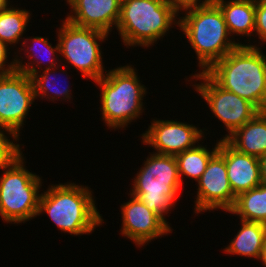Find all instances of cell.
I'll list each match as a JSON object with an SVG mask.
<instances>
[{
  "label": "cell",
  "mask_w": 266,
  "mask_h": 267,
  "mask_svg": "<svg viewBox=\"0 0 266 267\" xmlns=\"http://www.w3.org/2000/svg\"><path fill=\"white\" fill-rule=\"evenodd\" d=\"M262 46L239 45L206 73L222 88L266 111V55Z\"/></svg>",
  "instance_id": "obj_1"
},
{
  "label": "cell",
  "mask_w": 266,
  "mask_h": 267,
  "mask_svg": "<svg viewBox=\"0 0 266 267\" xmlns=\"http://www.w3.org/2000/svg\"><path fill=\"white\" fill-rule=\"evenodd\" d=\"M92 193L91 188L76 182L51 184L41 192L37 216L46 213L61 232L89 235L104 223Z\"/></svg>",
  "instance_id": "obj_2"
},
{
  "label": "cell",
  "mask_w": 266,
  "mask_h": 267,
  "mask_svg": "<svg viewBox=\"0 0 266 267\" xmlns=\"http://www.w3.org/2000/svg\"><path fill=\"white\" fill-rule=\"evenodd\" d=\"M183 12L178 27L196 53L199 72H206L230 51L245 45L231 37L224 16L215 3L186 6L179 10L180 14Z\"/></svg>",
  "instance_id": "obj_3"
},
{
  "label": "cell",
  "mask_w": 266,
  "mask_h": 267,
  "mask_svg": "<svg viewBox=\"0 0 266 267\" xmlns=\"http://www.w3.org/2000/svg\"><path fill=\"white\" fill-rule=\"evenodd\" d=\"M136 71L132 65H121L94 81L100 89L99 108L108 129H125L144 113L147 87L141 83Z\"/></svg>",
  "instance_id": "obj_4"
},
{
  "label": "cell",
  "mask_w": 266,
  "mask_h": 267,
  "mask_svg": "<svg viewBox=\"0 0 266 267\" xmlns=\"http://www.w3.org/2000/svg\"><path fill=\"white\" fill-rule=\"evenodd\" d=\"M179 10L171 0H122L116 30L126 48H151L178 26Z\"/></svg>",
  "instance_id": "obj_5"
},
{
  "label": "cell",
  "mask_w": 266,
  "mask_h": 267,
  "mask_svg": "<svg viewBox=\"0 0 266 267\" xmlns=\"http://www.w3.org/2000/svg\"><path fill=\"white\" fill-rule=\"evenodd\" d=\"M132 181L129 195L137 197L169 227L165 216L175 207L182 182L175 156L152 153Z\"/></svg>",
  "instance_id": "obj_6"
},
{
  "label": "cell",
  "mask_w": 266,
  "mask_h": 267,
  "mask_svg": "<svg viewBox=\"0 0 266 267\" xmlns=\"http://www.w3.org/2000/svg\"><path fill=\"white\" fill-rule=\"evenodd\" d=\"M21 152L8 165L1 167L0 216L3 222L25 223L37 217L42 176L26 168Z\"/></svg>",
  "instance_id": "obj_7"
},
{
  "label": "cell",
  "mask_w": 266,
  "mask_h": 267,
  "mask_svg": "<svg viewBox=\"0 0 266 267\" xmlns=\"http://www.w3.org/2000/svg\"><path fill=\"white\" fill-rule=\"evenodd\" d=\"M57 30L59 55L63 57H60L62 65L68 64V69L73 66L82 72L81 77L89 78L93 82L106 74L100 44L106 41L109 34L98 29L74 25L66 19H62L61 27Z\"/></svg>",
  "instance_id": "obj_8"
},
{
  "label": "cell",
  "mask_w": 266,
  "mask_h": 267,
  "mask_svg": "<svg viewBox=\"0 0 266 267\" xmlns=\"http://www.w3.org/2000/svg\"><path fill=\"white\" fill-rule=\"evenodd\" d=\"M189 78L201 81L192 86L198 96L200 95L207 103L214 117L226 127L228 134L221 137L223 139L250 121L260 111L250 101L220 87L206 72H197L194 75L192 73Z\"/></svg>",
  "instance_id": "obj_9"
},
{
  "label": "cell",
  "mask_w": 266,
  "mask_h": 267,
  "mask_svg": "<svg viewBox=\"0 0 266 267\" xmlns=\"http://www.w3.org/2000/svg\"><path fill=\"white\" fill-rule=\"evenodd\" d=\"M34 100L33 84L27 74L16 70L0 75V127L9 130L19 140L20 130Z\"/></svg>",
  "instance_id": "obj_10"
},
{
  "label": "cell",
  "mask_w": 266,
  "mask_h": 267,
  "mask_svg": "<svg viewBox=\"0 0 266 267\" xmlns=\"http://www.w3.org/2000/svg\"><path fill=\"white\" fill-rule=\"evenodd\" d=\"M196 186L195 214L217 209L227 213L233 207L236 195L229 183L225 159L218 151L208 161Z\"/></svg>",
  "instance_id": "obj_11"
},
{
  "label": "cell",
  "mask_w": 266,
  "mask_h": 267,
  "mask_svg": "<svg viewBox=\"0 0 266 267\" xmlns=\"http://www.w3.org/2000/svg\"><path fill=\"white\" fill-rule=\"evenodd\" d=\"M206 128L178 120L153 119L148 129L141 134L144 145L153 147L157 154L176 156L193 148L205 137Z\"/></svg>",
  "instance_id": "obj_12"
},
{
  "label": "cell",
  "mask_w": 266,
  "mask_h": 267,
  "mask_svg": "<svg viewBox=\"0 0 266 267\" xmlns=\"http://www.w3.org/2000/svg\"><path fill=\"white\" fill-rule=\"evenodd\" d=\"M130 197L131 199L120 207L122 214L120 233L124 238L130 239L139 248L173 232V229L142 201L133 195Z\"/></svg>",
  "instance_id": "obj_13"
},
{
  "label": "cell",
  "mask_w": 266,
  "mask_h": 267,
  "mask_svg": "<svg viewBox=\"0 0 266 267\" xmlns=\"http://www.w3.org/2000/svg\"><path fill=\"white\" fill-rule=\"evenodd\" d=\"M121 2L122 0H69L67 5L71 10L65 19L80 27L111 34L120 19Z\"/></svg>",
  "instance_id": "obj_14"
},
{
  "label": "cell",
  "mask_w": 266,
  "mask_h": 267,
  "mask_svg": "<svg viewBox=\"0 0 266 267\" xmlns=\"http://www.w3.org/2000/svg\"><path fill=\"white\" fill-rule=\"evenodd\" d=\"M218 152L225 159L229 183L236 196L262 183L259 158L237 151L221 138Z\"/></svg>",
  "instance_id": "obj_15"
},
{
  "label": "cell",
  "mask_w": 266,
  "mask_h": 267,
  "mask_svg": "<svg viewBox=\"0 0 266 267\" xmlns=\"http://www.w3.org/2000/svg\"><path fill=\"white\" fill-rule=\"evenodd\" d=\"M28 40L31 41L32 43L29 44ZM48 40H49L48 37L45 39V37H41V36H35V37L32 36V38L29 36V37H26V39L24 38L21 43V46L22 47L26 46V47L25 48L21 47L19 51L22 52L24 50V54L26 53V57L24 56V58H27L28 61L29 60L31 61L30 63L23 62L22 59L24 58L22 56L19 57V55L16 54L14 56V59H15V64L17 66V71L30 76L31 74H36V73L41 72L42 69L47 70V69L55 68L59 66L60 65L59 62L57 63V61H60V55H58L59 54V43L57 41V44L53 47L52 44L49 43ZM41 52L45 53L46 56L43 53L42 54L46 57L47 60L45 62L47 63H43L44 60L39 59L42 57ZM42 66L43 67L46 66V67L43 68Z\"/></svg>",
  "instance_id": "obj_16"
},
{
  "label": "cell",
  "mask_w": 266,
  "mask_h": 267,
  "mask_svg": "<svg viewBox=\"0 0 266 267\" xmlns=\"http://www.w3.org/2000/svg\"><path fill=\"white\" fill-rule=\"evenodd\" d=\"M225 140L241 153L257 158L266 154V111H259Z\"/></svg>",
  "instance_id": "obj_17"
},
{
  "label": "cell",
  "mask_w": 266,
  "mask_h": 267,
  "mask_svg": "<svg viewBox=\"0 0 266 267\" xmlns=\"http://www.w3.org/2000/svg\"><path fill=\"white\" fill-rule=\"evenodd\" d=\"M214 3L220 8L234 41L235 35L252 38L255 30V0H215Z\"/></svg>",
  "instance_id": "obj_18"
},
{
  "label": "cell",
  "mask_w": 266,
  "mask_h": 267,
  "mask_svg": "<svg viewBox=\"0 0 266 267\" xmlns=\"http://www.w3.org/2000/svg\"><path fill=\"white\" fill-rule=\"evenodd\" d=\"M241 228L223 249L228 255H239L260 261L266 239V224L240 219Z\"/></svg>",
  "instance_id": "obj_19"
},
{
  "label": "cell",
  "mask_w": 266,
  "mask_h": 267,
  "mask_svg": "<svg viewBox=\"0 0 266 267\" xmlns=\"http://www.w3.org/2000/svg\"><path fill=\"white\" fill-rule=\"evenodd\" d=\"M245 221L266 224V184L242 192L236 196L233 207L228 211Z\"/></svg>",
  "instance_id": "obj_20"
},
{
  "label": "cell",
  "mask_w": 266,
  "mask_h": 267,
  "mask_svg": "<svg viewBox=\"0 0 266 267\" xmlns=\"http://www.w3.org/2000/svg\"><path fill=\"white\" fill-rule=\"evenodd\" d=\"M215 144L209 150L210 148L208 147L207 149V145L203 146V144L198 143L195 147L187 149L175 156L182 184H184L183 177L194 179L195 182L200 179L208 161L218 151L219 140Z\"/></svg>",
  "instance_id": "obj_21"
},
{
  "label": "cell",
  "mask_w": 266,
  "mask_h": 267,
  "mask_svg": "<svg viewBox=\"0 0 266 267\" xmlns=\"http://www.w3.org/2000/svg\"><path fill=\"white\" fill-rule=\"evenodd\" d=\"M65 65L66 64L62 65V67H63L62 69L60 68L61 65H59L55 68L42 70L43 71L42 73L39 72L36 74H31L29 76L31 78V81L33 84L35 99H37L38 97L41 99L47 98L46 100L52 101V102L58 101L60 99H61L60 102H62L63 100L65 102H67V101L71 100V98L73 99L71 87L69 85H67V86L65 85L64 87H62V89H60L61 87L60 86H59L60 88L58 87V85H57L58 83L55 80L56 79L55 77L57 76V72L61 73L63 71L62 72L63 74H65L67 72V70H64V69H66Z\"/></svg>",
  "instance_id": "obj_22"
},
{
  "label": "cell",
  "mask_w": 266,
  "mask_h": 267,
  "mask_svg": "<svg viewBox=\"0 0 266 267\" xmlns=\"http://www.w3.org/2000/svg\"><path fill=\"white\" fill-rule=\"evenodd\" d=\"M30 13V10L19 9L13 5L1 12L0 41L10 46V48L15 47L19 42L21 44L22 39H24L23 34L26 33V28L31 19Z\"/></svg>",
  "instance_id": "obj_23"
},
{
  "label": "cell",
  "mask_w": 266,
  "mask_h": 267,
  "mask_svg": "<svg viewBox=\"0 0 266 267\" xmlns=\"http://www.w3.org/2000/svg\"><path fill=\"white\" fill-rule=\"evenodd\" d=\"M10 137L13 141L10 140ZM18 141L9 130L0 127V168L8 165L18 154L23 152L21 151L22 147L17 143Z\"/></svg>",
  "instance_id": "obj_24"
},
{
  "label": "cell",
  "mask_w": 266,
  "mask_h": 267,
  "mask_svg": "<svg viewBox=\"0 0 266 267\" xmlns=\"http://www.w3.org/2000/svg\"><path fill=\"white\" fill-rule=\"evenodd\" d=\"M254 35L258 36V44L264 46V44L266 43V0H255Z\"/></svg>",
  "instance_id": "obj_25"
},
{
  "label": "cell",
  "mask_w": 266,
  "mask_h": 267,
  "mask_svg": "<svg viewBox=\"0 0 266 267\" xmlns=\"http://www.w3.org/2000/svg\"><path fill=\"white\" fill-rule=\"evenodd\" d=\"M8 51H10L9 46L0 41V75L9 74L17 70L15 59L12 58V61L9 62L10 64L8 63V55L11 53Z\"/></svg>",
  "instance_id": "obj_26"
},
{
  "label": "cell",
  "mask_w": 266,
  "mask_h": 267,
  "mask_svg": "<svg viewBox=\"0 0 266 267\" xmlns=\"http://www.w3.org/2000/svg\"><path fill=\"white\" fill-rule=\"evenodd\" d=\"M179 9L190 6V5H199L214 3L215 0H171Z\"/></svg>",
  "instance_id": "obj_27"
},
{
  "label": "cell",
  "mask_w": 266,
  "mask_h": 267,
  "mask_svg": "<svg viewBox=\"0 0 266 267\" xmlns=\"http://www.w3.org/2000/svg\"><path fill=\"white\" fill-rule=\"evenodd\" d=\"M261 182L266 184V154L259 158Z\"/></svg>",
  "instance_id": "obj_28"
},
{
  "label": "cell",
  "mask_w": 266,
  "mask_h": 267,
  "mask_svg": "<svg viewBox=\"0 0 266 267\" xmlns=\"http://www.w3.org/2000/svg\"><path fill=\"white\" fill-rule=\"evenodd\" d=\"M260 262L264 267H266V239L264 241V246H263V251H262Z\"/></svg>",
  "instance_id": "obj_29"
},
{
  "label": "cell",
  "mask_w": 266,
  "mask_h": 267,
  "mask_svg": "<svg viewBox=\"0 0 266 267\" xmlns=\"http://www.w3.org/2000/svg\"><path fill=\"white\" fill-rule=\"evenodd\" d=\"M10 6V0H0V13Z\"/></svg>",
  "instance_id": "obj_30"
}]
</instances>
